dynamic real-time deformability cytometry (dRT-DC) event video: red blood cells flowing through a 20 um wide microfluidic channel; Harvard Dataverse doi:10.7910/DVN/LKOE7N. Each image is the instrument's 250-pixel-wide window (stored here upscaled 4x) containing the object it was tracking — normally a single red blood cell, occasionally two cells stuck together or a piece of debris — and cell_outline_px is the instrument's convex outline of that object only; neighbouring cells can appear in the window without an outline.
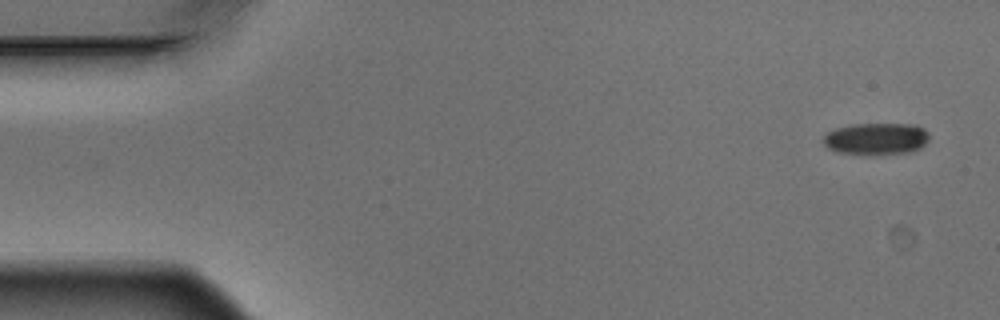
{"species": "Egyptian fruit bat (a non-hibernating species)", "species_latin": "Rousettus aegyptiacus", "temperature_condition": "warm", "stored_images_in_passage": 4, "camera_frame_rate_fps": 3000, "um_per_image_px": 0.085, "animal": {"sex": "male"}, "frame": {"image": 1, "passage_image": 1, "time_ms": 0.0, "image_size_px": [1000, 320], "cell_outline_px": [[928, 140], [920, 148], [908, 152], [864, 156], [836, 152], [828, 148], [824, 144], [824, 136], [828, 132], [836, 128], [852, 124], [916, 124], [924, 128], [928, 132]], "centroid_in_image_um": [74.47, 11.81], "position_along_channel_um": 10.5, "area_um2": 20.0}}
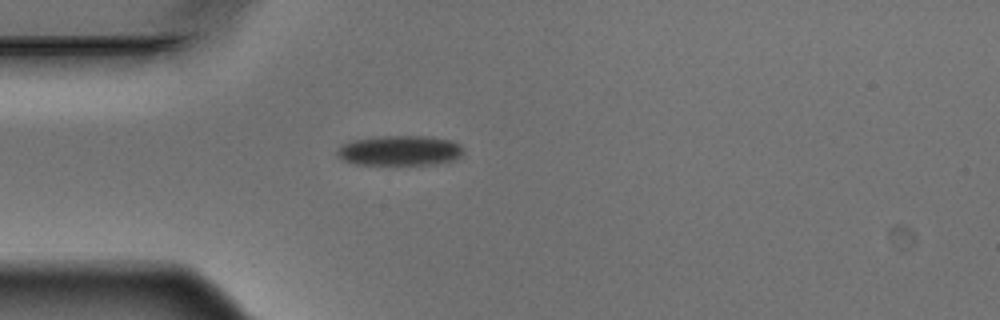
{"frame": {"image": 2, "passage_image": 4, "time_ms": 1.0, "image_size_px": [1000, 320], "cell_outline_px": [[464, 152], [460, 156], [452, 160], [436, 164], [356, 164], [344, 160], [336, 156], [336, 152], [340, 144], [352, 140], [376, 136], [428, 136], [452, 140], [460, 144], [464, 148]], "centroid_in_image_um": [33.97, 12.78], "position_along_channel_um": 51.0, "area_um2": 22.31}}